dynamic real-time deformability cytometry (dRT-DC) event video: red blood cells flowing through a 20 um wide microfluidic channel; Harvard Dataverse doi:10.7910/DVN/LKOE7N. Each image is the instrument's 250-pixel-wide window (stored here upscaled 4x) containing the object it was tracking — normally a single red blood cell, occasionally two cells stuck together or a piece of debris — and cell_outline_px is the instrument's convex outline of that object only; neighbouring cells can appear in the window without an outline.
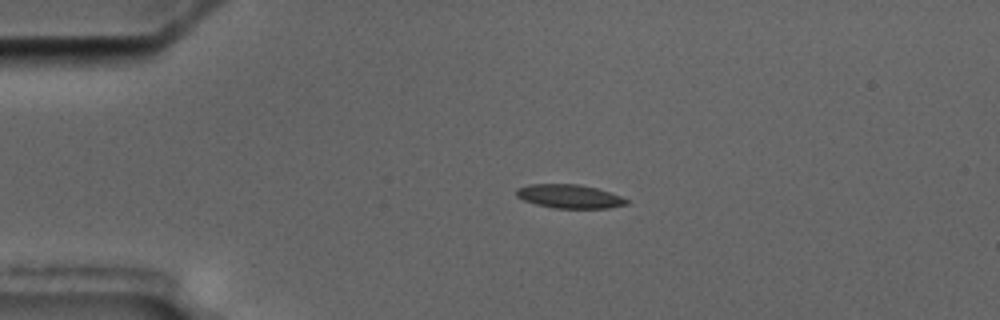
{"species": "common noctule bat (a hibernating species)", "species_latin": "Nyctalus noctula", "temperature_condition": "cold", "stored_images_in_passage": 14, "camera_frame_rate_fps": 3000, "um_per_image_px": 0.085, "animal": {"sex": "male", "body_mass_g": 17.5, "forearm_length_mm": 52.3}, "frame": {"image": 1, "passage_image": 3, "time_ms": 2.667, "image_size_px": [1000, 320], "cell_outline_px": [[628, 204], [608, 208], [556, 208], [536, 204], [524, 200], [516, 196], [516, 188], [528, 184], [576, 184], [596, 188], [620, 196], [628, 200]], "centroid_in_image_um": [48.37, 16.69], "position_along_channel_um": 36.6, "area_um2": 15.09}}
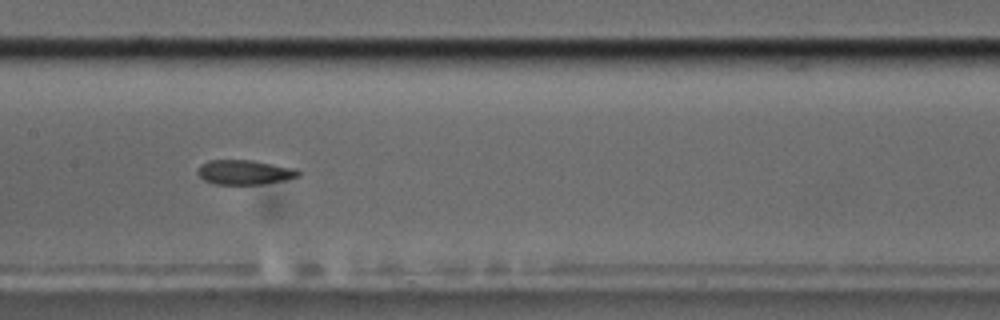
{"frame": {"image": 2, "passage_image": 7, "time_ms": 8.0, "image_size_px": [1000, 320], "cell_outline_px": [[300, 176], [284, 180], [260, 184], [216, 184], [204, 180], [196, 172], [200, 164], [208, 160], [252, 160], [296, 168], [300, 172]], "centroid_in_image_um": [20.78, 14.63], "position_along_channel_um": 186.6, "area_um2": 14.45}}
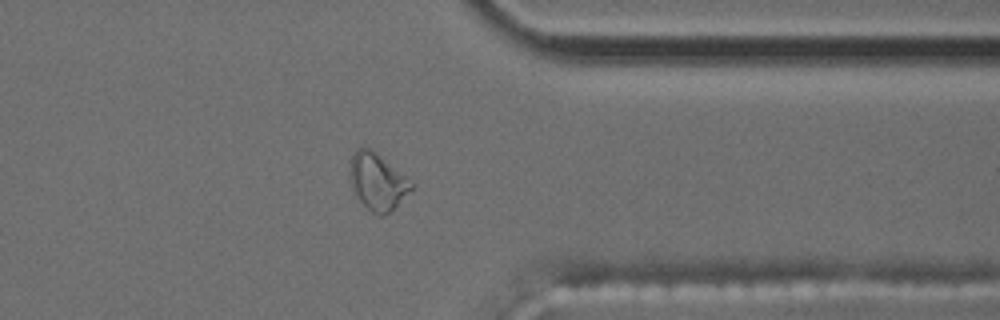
{"frame": {"image": 3, "passage_image": 12, "time_ms": 13.667, "image_size_px": [1000, 320], "cell_outline_px": [[416, 184], [384, 216], [376, 216], [356, 196], [352, 188], [352, 156], [356, 148], [368, 148], [380, 156]], "centroid_in_image_um": [32.1, 15.46], "position_along_channel_um": 379.3, "area_um2": 19.42}}